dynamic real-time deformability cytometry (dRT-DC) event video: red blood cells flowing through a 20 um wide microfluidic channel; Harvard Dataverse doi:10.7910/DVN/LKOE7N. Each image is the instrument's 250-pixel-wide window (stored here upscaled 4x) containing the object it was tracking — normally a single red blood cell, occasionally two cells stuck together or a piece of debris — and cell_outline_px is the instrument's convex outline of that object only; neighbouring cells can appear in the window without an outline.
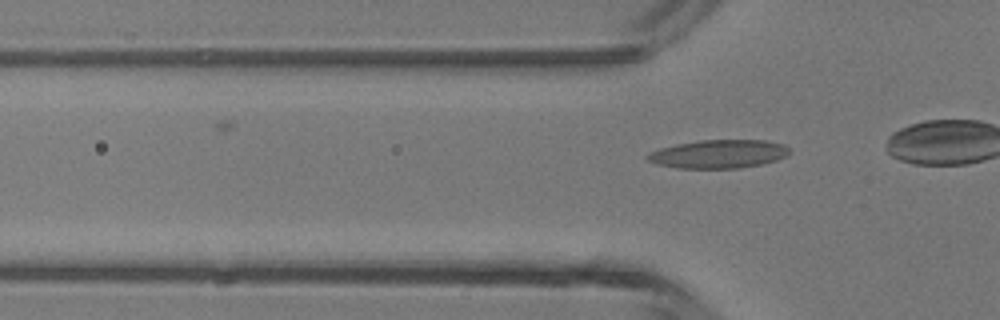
{"species": "common noctule bat (a hibernating species)", "species_latin": "Nyctalus noctula", "temperature_condition": "room temperature", "stored_images_in_passage": 4, "camera_frame_rate_fps": 3000, "um_per_image_px": 0.085, "animal": {"sex": "male", "body_mass_g": 13.3}, "frame": {"image": 1, "passage_image": 4, "time_ms": 1.0, "image_size_px": [1000, 320], "cell_outline_px": [[788, 152], [784, 156], [776, 160], [760, 164], [740, 168], [676, 168], [656, 164], [648, 160], [644, 156], [648, 152], [660, 148], [676, 144], [700, 140], [764, 140], [784, 144], [788, 148]], "centroid_in_image_um": [61.01, 13.09], "position_along_channel_um": 64.8, "area_um2": 23.47}}